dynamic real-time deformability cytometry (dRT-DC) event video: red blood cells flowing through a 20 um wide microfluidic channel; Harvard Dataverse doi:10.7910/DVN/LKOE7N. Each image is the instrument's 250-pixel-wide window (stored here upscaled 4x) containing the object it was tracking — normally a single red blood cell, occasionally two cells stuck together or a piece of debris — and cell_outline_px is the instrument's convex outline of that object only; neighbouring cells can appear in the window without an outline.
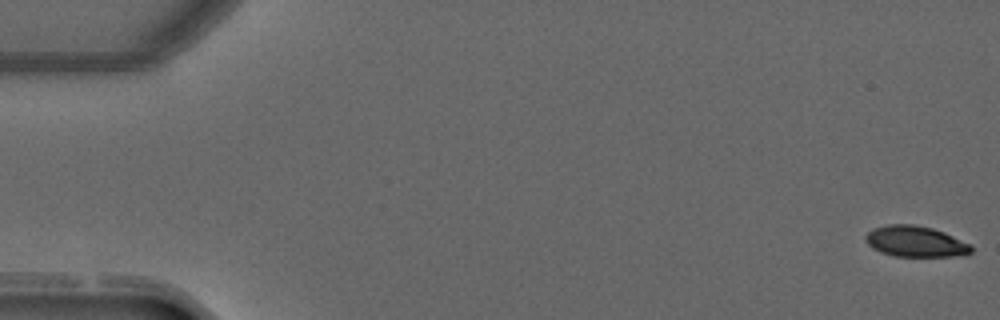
{"species": "common noctule bat (a hibernating species)", "species_latin": "Nyctalus noctula", "temperature_condition": "warm", "stored_images_in_passage": 51, "camera_frame_rate_fps": 3000, "um_per_image_px": 0.085, "animal": {"sex": "male", "forearm_length_mm": 52.5}, "frame": {"image": 1, "passage_image": 1, "time_ms": 0.0, "image_size_px": [1000, 320], "cell_outline_px": [[972, 252], [968, 256], [896, 256], [880, 252], [872, 248], [864, 240], [864, 236], [872, 228], [888, 224], [912, 224], [932, 228], [944, 232], [972, 244]], "centroid_in_image_um": [77.83, 20.53], "position_along_channel_um": 7.2, "area_um2": 19.31}}
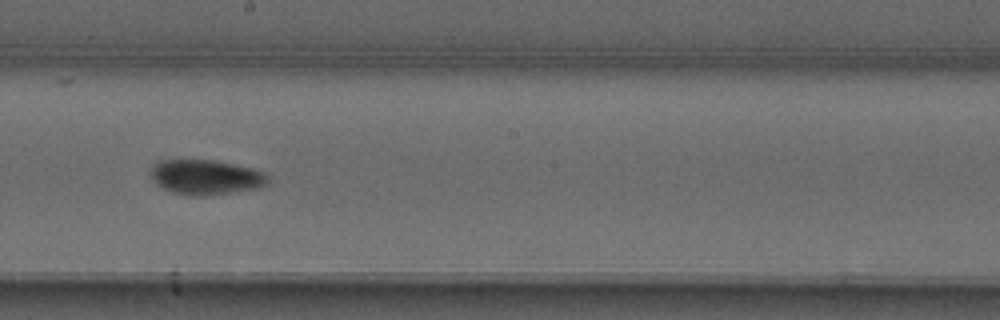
{"frame": {"image": 2, "passage_image": 29, "time_ms": 9.333, "image_size_px": [1000, 320], "cell_outline_px": [[268, 184], [260, 188], [204, 196], [192, 196], [172, 192], [156, 184], [148, 172], [160, 160], [216, 160], [252, 168], [264, 172], [268, 180]], "centroid_in_image_um": [17.49, 15.06], "position_along_channel_um": 230.7, "area_um2": 23.87}}
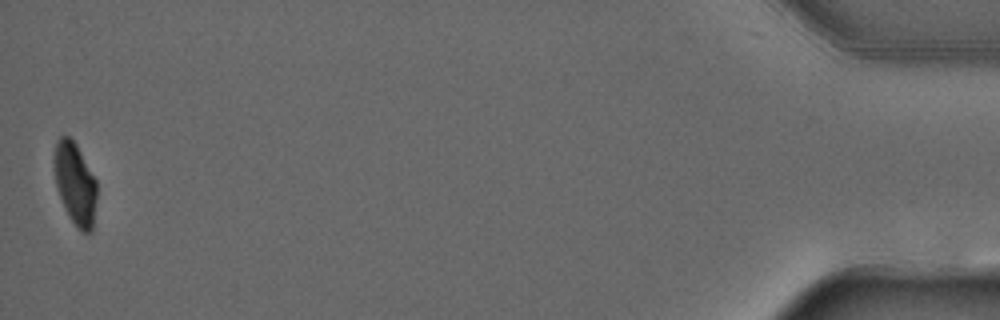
{"frame": {"image": 3, "passage_image": 51, "time_ms": 16.667, "image_size_px": [1000, 320], "cell_outline_px": [[96, 200], [92, 232], [84, 232], [76, 228], [68, 216], [64, 208], [56, 188], [52, 160], [56, 140], [60, 136], [68, 136], [76, 144], [96, 180]], "centroid_in_image_um": [6.35, 15.61], "position_along_channel_um": 428.9, "area_um2": 20.69}, "authors_computed_cell_mechanics": {"area_um2": 21.7906, "velocity_mm_per_s": 4.0195, "shape_relaxation_time_tau1_ms": 4.9241, "shape_relaxation_time_tau2_ms": 3.9148, "deformation_change_tau1": 0.1683, "deformation_change_tau2": 0.0517}}